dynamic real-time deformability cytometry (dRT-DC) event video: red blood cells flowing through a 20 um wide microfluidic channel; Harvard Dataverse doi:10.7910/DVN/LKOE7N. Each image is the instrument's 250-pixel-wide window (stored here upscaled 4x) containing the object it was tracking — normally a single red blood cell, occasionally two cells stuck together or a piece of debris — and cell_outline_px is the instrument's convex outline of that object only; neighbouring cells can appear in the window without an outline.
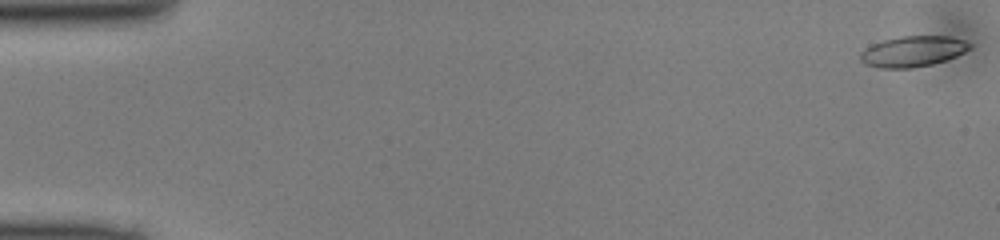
{"species": "common noctule bat (a hibernating species)", "species_latin": "Nyctalus noctula", "temperature_condition": "cold", "stored_images_in_passage": 50, "camera_frame_rate_fps": 3000, "um_per_image_px": 0.085, "animal": {"sex": "male", "body_mass_g": 13.0, "forearm_length_mm": 53.1}, "frame": {"image": 1, "passage_image": 1, "time_ms": 0.0, "image_size_px": [1000, 240], "cell_outline_px": [[972, 48], [956, 56], [932, 64], [912, 68], [880, 68], [864, 64], [860, 60], [860, 52], [872, 44], [884, 40], [900, 36], [952, 36], [964, 40], [972, 44]], "centroid_in_image_um": [77.6, 4.36], "position_along_channel_um": 7.4, "area_um2": 19.65}}
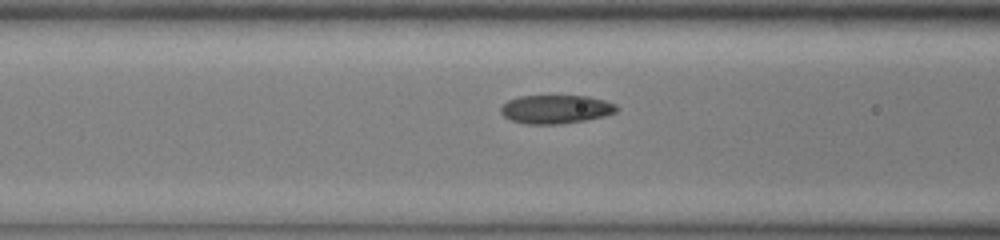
{"frame": {"image": 2, "passage_image": 20, "time_ms": 6.333, "image_size_px": [1000, 240], "cell_outline_px": [[620, 108], [616, 112], [604, 116], [584, 120], [560, 124], [528, 124], [508, 120], [500, 112], [500, 108], [508, 100], [520, 96], [588, 96], [604, 100], [616, 104]], "centroid_in_image_um": [47.24, 9.29], "position_along_channel_um": 119.4, "area_um2": 19.36}}
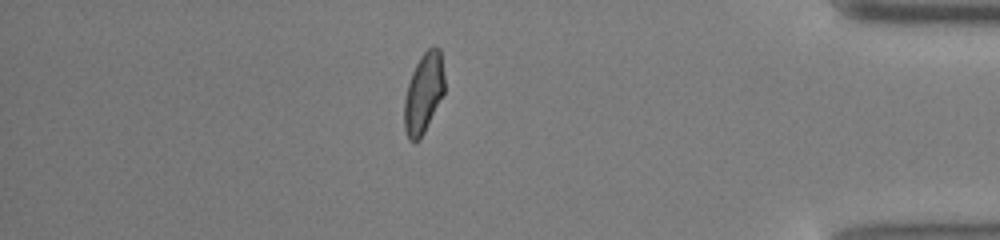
{"frame": {"image": 3, "passage_image": 43, "time_ms": 14.0, "image_size_px": [1000, 240], "cell_outline_px": [[444, 92], [420, 140], [408, 140], [404, 128], [404, 100], [408, 84], [412, 72], [420, 56], [432, 44], [440, 48], [444, 76]], "centroid_in_image_um": [36.0, 7.88], "position_along_channel_um": 399.2, "area_um2": 18.73}}